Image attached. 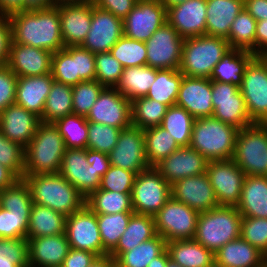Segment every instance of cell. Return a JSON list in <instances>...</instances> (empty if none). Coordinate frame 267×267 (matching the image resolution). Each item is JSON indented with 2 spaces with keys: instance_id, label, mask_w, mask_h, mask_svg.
Wrapping results in <instances>:
<instances>
[{
  "instance_id": "cell-52",
  "label": "cell",
  "mask_w": 267,
  "mask_h": 267,
  "mask_svg": "<svg viewBox=\"0 0 267 267\" xmlns=\"http://www.w3.org/2000/svg\"><path fill=\"white\" fill-rule=\"evenodd\" d=\"M30 211H8L0 207V238H26Z\"/></svg>"
},
{
  "instance_id": "cell-55",
  "label": "cell",
  "mask_w": 267,
  "mask_h": 267,
  "mask_svg": "<svg viewBox=\"0 0 267 267\" xmlns=\"http://www.w3.org/2000/svg\"><path fill=\"white\" fill-rule=\"evenodd\" d=\"M51 73L56 82L74 86L79 83L75 59L63 48L52 55Z\"/></svg>"
},
{
  "instance_id": "cell-27",
  "label": "cell",
  "mask_w": 267,
  "mask_h": 267,
  "mask_svg": "<svg viewBox=\"0 0 267 267\" xmlns=\"http://www.w3.org/2000/svg\"><path fill=\"white\" fill-rule=\"evenodd\" d=\"M69 250L65 233L28 239L29 267H61Z\"/></svg>"
},
{
  "instance_id": "cell-54",
  "label": "cell",
  "mask_w": 267,
  "mask_h": 267,
  "mask_svg": "<svg viewBox=\"0 0 267 267\" xmlns=\"http://www.w3.org/2000/svg\"><path fill=\"white\" fill-rule=\"evenodd\" d=\"M240 237L267 256V218L242 217Z\"/></svg>"
},
{
  "instance_id": "cell-31",
  "label": "cell",
  "mask_w": 267,
  "mask_h": 267,
  "mask_svg": "<svg viewBox=\"0 0 267 267\" xmlns=\"http://www.w3.org/2000/svg\"><path fill=\"white\" fill-rule=\"evenodd\" d=\"M236 207L242 217L267 218V176L246 175Z\"/></svg>"
},
{
  "instance_id": "cell-74",
  "label": "cell",
  "mask_w": 267,
  "mask_h": 267,
  "mask_svg": "<svg viewBox=\"0 0 267 267\" xmlns=\"http://www.w3.org/2000/svg\"><path fill=\"white\" fill-rule=\"evenodd\" d=\"M211 267H222V266H220V265L214 263Z\"/></svg>"
},
{
  "instance_id": "cell-6",
  "label": "cell",
  "mask_w": 267,
  "mask_h": 267,
  "mask_svg": "<svg viewBox=\"0 0 267 267\" xmlns=\"http://www.w3.org/2000/svg\"><path fill=\"white\" fill-rule=\"evenodd\" d=\"M242 215L237 207L217 206L200 212L194 240L213 253L240 237Z\"/></svg>"
},
{
  "instance_id": "cell-49",
  "label": "cell",
  "mask_w": 267,
  "mask_h": 267,
  "mask_svg": "<svg viewBox=\"0 0 267 267\" xmlns=\"http://www.w3.org/2000/svg\"><path fill=\"white\" fill-rule=\"evenodd\" d=\"M104 88L96 80L82 81L72 86L73 114L86 117Z\"/></svg>"
},
{
  "instance_id": "cell-34",
  "label": "cell",
  "mask_w": 267,
  "mask_h": 267,
  "mask_svg": "<svg viewBox=\"0 0 267 267\" xmlns=\"http://www.w3.org/2000/svg\"><path fill=\"white\" fill-rule=\"evenodd\" d=\"M157 69L147 65L124 68L115 89L130 102L145 97L156 79Z\"/></svg>"
},
{
  "instance_id": "cell-47",
  "label": "cell",
  "mask_w": 267,
  "mask_h": 267,
  "mask_svg": "<svg viewBox=\"0 0 267 267\" xmlns=\"http://www.w3.org/2000/svg\"><path fill=\"white\" fill-rule=\"evenodd\" d=\"M110 53L124 68L146 65L147 49L143 41L123 35L110 49Z\"/></svg>"
},
{
  "instance_id": "cell-26",
  "label": "cell",
  "mask_w": 267,
  "mask_h": 267,
  "mask_svg": "<svg viewBox=\"0 0 267 267\" xmlns=\"http://www.w3.org/2000/svg\"><path fill=\"white\" fill-rule=\"evenodd\" d=\"M40 123L38 116L16 103L0 113V131L12 142L24 148L35 135Z\"/></svg>"
},
{
  "instance_id": "cell-39",
  "label": "cell",
  "mask_w": 267,
  "mask_h": 267,
  "mask_svg": "<svg viewBox=\"0 0 267 267\" xmlns=\"http://www.w3.org/2000/svg\"><path fill=\"white\" fill-rule=\"evenodd\" d=\"M72 113V86L54 81L46 99L41 122L55 123Z\"/></svg>"
},
{
  "instance_id": "cell-70",
  "label": "cell",
  "mask_w": 267,
  "mask_h": 267,
  "mask_svg": "<svg viewBox=\"0 0 267 267\" xmlns=\"http://www.w3.org/2000/svg\"><path fill=\"white\" fill-rule=\"evenodd\" d=\"M169 254L165 250L161 255L152 259L147 267H167Z\"/></svg>"
},
{
  "instance_id": "cell-61",
  "label": "cell",
  "mask_w": 267,
  "mask_h": 267,
  "mask_svg": "<svg viewBox=\"0 0 267 267\" xmlns=\"http://www.w3.org/2000/svg\"><path fill=\"white\" fill-rule=\"evenodd\" d=\"M12 27L8 16H0V66L8 65Z\"/></svg>"
},
{
  "instance_id": "cell-8",
  "label": "cell",
  "mask_w": 267,
  "mask_h": 267,
  "mask_svg": "<svg viewBox=\"0 0 267 267\" xmlns=\"http://www.w3.org/2000/svg\"><path fill=\"white\" fill-rule=\"evenodd\" d=\"M170 197L171 185L154 166L136 175L131 192L134 213L154 216Z\"/></svg>"
},
{
  "instance_id": "cell-50",
  "label": "cell",
  "mask_w": 267,
  "mask_h": 267,
  "mask_svg": "<svg viewBox=\"0 0 267 267\" xmlns=\"http://www.w3.org/2000/svg\"><path fill=\"white\" fill-rule=\"evenodd\" d=\"M121 129L101 123L88 122V140L86 149L110 153L116 146Z\"/></svg>"
},
{
  "instance_id": "cell-13",
  "label": "cell",
  "mask_w": 267,
  "mask_h": 267,
  "mask_svg": "<svg viewBox=\"0 0 267 267\" xmlns=\"http://www.w3.org/2000/svg\"><path fill=\"white\" fill-rule=\"evenodd\" d=\"M184 39L166 22L145 42L146 65L154 69L179 70Z\"/></svg>"
},
{
  "instance_id": "cell-71",
  "label": "cell",
  "mask_w": 267,
  "mask_h": 267,
  "mask_svg": "<svg viewBox=\"0 0 267 267\" xmlns=\"http://www.w3.org/2000/svg\"><path fill=\"white\" fill-rule=\"evenodd\" d=\"M187 0H160L166 9L177 6L186 2Z\"/></svg>"
},
{
  "instance_id": "cell-66",
  "label": "cell",
  "mask_w": 267,
  "mask_h": 267,
  "mask_svg": "<svg viewBox=\"0 0 267 267\" xmlns=\"http://www.w3.org/2000/svg\"><path fill=\"white\" fill-rule=\"evenodd\" d=\"M24 11V0H0V16H10Z\"/></svg>"
},
{
  "instance_id": "cell-42",
  "label": "cell",
  "mask_w": 267,
  "mask_h": 267,
  "mask_svg": "<svg viewBox=\"0 0 267 267\" xmlns=\"http://www.w3.org/2000/svg\"><path fill=\"white\" fill-rule=\"evenodd\" d=\"M144 131L145 154L150 166H155L179 148L175 139L161 126Z\"/></svg>"
},
{
  "instance_id": "cell-65",
  "label": "cell",
  "mask_w": 267,
  "mask_h": 267,
  "mask_svg": "<svg viewBox=\"0 0 267 267\" xmlns=\"http://www.w3.org/2000/svg\"><path fill=\"white\" fill-rule=\"evenodd\" d=\"M244 8L256 21L267 19V0H244Z\"/></svg>"
},
{
  "instance_id": "cell-7",
  "label": "cell",
  "mask_w": 267,
  "mask_h": 267,
  "mask_svg": "<svg viewBox=\"0 0 267 267\" xmlns=\"http://www.w3.org/2000/svg\"><path fill=\"white\" fill-rule=\"evenodd\" d=\"M232 160L251 176H267V124L239 129Z\"/></svg>"
},
{
  "instance_id": "cell-48",
  "label": "cell",
  "mask_w": 267,
  "mask_h": 267,
  "mask_svg": "<svg viewBox=\"0 0 267 267\" xmlns=\"http://www.w3.org/2000/svg\"><path fill=\"white\" fill-rule=\"evenodd\" d=\"M0 267H29L27 238H0Z\"/></svg>"
},
{
  "instance_id": "cell-72",
  "label": "cell",
  "mask_w": 267,
  "mask_h": 267,
  "mask_svg": "<svg viewBox=\"0 0 267 267\" xmlns=\"http://www.w3.org/2000/svg\"><path fill=\"white\" fill-rule=\"evenodd\" d=\"M83 0H52L53 5L57 6L64 3H73V2H79Z\"/></svg>"
},
{
  "instance_id": "cell-68",
  "label": "cell",
  "mask_w": 267,
  "mask_h": 267,
  "mask_svg": "<svg viewBox=\"0 0 267 267\" xmlns=\"http://www.w3.org/2000/svg\"><path fill=\"white\" fill-rule=\"evenodd\" d=\"M52 6V0H24V11L47 9Z\"/></svg>"
},
{
  "instance_id": "cell-41",
  "label": "cell",
  "mask_w": 267,
  "mask_h": 267,
  "mask_svg": "<svg viewBox=\"0 0 267 267\" xmlns=\"http://www.w3.org/2000/svg\"><path fill=\"white\" fill-rule=\"evenodd\" d=\"M194 121L187 110L173 105L168 107L160 126L170 133L179 147H187L191 142Z\"/></svg>"
},
{
  "instance_id": "cell-45",
  "label": "cell",
  "mask_w": 267,
  "mask_h": 267,
  "mask_svg": "<svg viewBox=\"0 0 267 267\" xmlns=\"http://www.w3.org/2000/svg\"><path fill=\"white\" fill-rule=\"evenodd\" d=\"M54 125L63 137L66 149H86L88 121L85 116L72 113L57 120Z\"/></svg>"
},
{
  "instance_id": "cell-73",
  "label": "cell",
  "mask_w": 267,
  "mask_h": 267,
  "mask_svg": "<svg viewBox=\"0 0 267 267\" xmlns=\"http://www.w3.org/2000/svg\"><path fill=\"white\" fill-rule=\"evenodd\" d=\"M167 267H181L178 263L174 262L170 258L168 259Z\"/></svg>"
},
{
  "instance_id": "cell-1",
  "label": "cell",
  "mask_w": 267,
  "mask_h": 267,
  "mask_svg": "<svg viewBox=\"0 0 267 267\" xmlns=\"http://www.w3.org/2000/svg\"><path fill=\"white\" fill-rule=\"evenodd\" d=\"M12 27V41L55 53L63 49L59 9L23 11L9 16Z\"/></svg>"
},
{
  "instance_id": "cell-63",
  "label": "cell",
  "mask_w": 267,
  "mask_h": 267,
  "mask_svg": "<svg viewBox=\"0 0 267 267\" xmlns=\"http://www.w3.org/2000/svg\"><path fill=\"white\" fill-rule=\"evenodd\" d=\"M87 162L102 177L110 167L109 156L106 153L87 149Z\"/></svg>"
},
{
  "instance_id": "cell-46",
  "label": "cell",
  "mask_w": 267,
  "mask_h": 267,
  "mask_svg": "<svg viewBox=\"0 0 267 267\" xmlns=\"http://www.w3.org/2000/svg\"><path fill=\"white\" fill-rule=\"evenodd\" d=\"M134 212L97 214V223L103 248L110 253L118 244Z\"/></svg>"
},
{
  "instance_id": "cell-33",
  "label": "cell",
  "mask_w": 267,
  "mask_h": 267,
  "mask_svg": "<svg viewBox=\"0 0 267 267\" xmlns=\"http://www.w3.org/2000/svg\"><path fill=\"white\" fill-rule=\"evenodd\" d=\"M156 235L157 232L153 216L133 213L117 246L109 255L116 259L122 252L130 251L135 246Z\"/></svg>"
},
{
  "instance_id": "cell-53",
  "label": "cell",
  "mask_w": 267,
  "mask_h": 267,
  "mask_svg": "<svg viewBox=\"0 0 267 267\" xmlns=\"http://www.w3.org/2000/svg\"><path fill=\"white\" fill-rule=\"evenodd\" d=\"M95 80L104 87L115 88L124 67L110 52L95 54Z\"/></svg>"
},
{
  "instance_id": "cell-5",
  "label": "cell",
  "mask_w": 267,
  "mask_h": 267,
  "mask_svg": "<svg viewBox=\"0 0 267 267\" xmlns=\"http://www.w3.org/2000/svg\"><path fill=\"white\" fill-rule=\"evenodd\" d=\"M231 50L228 40L223 37L186 38L182 44L179 71L186 76L210 78L213 68Z\"/></svg>"
},
{
  "instance_id": "cell-51",
  "label": "cell",
  "mask_w": 267,
  "mask_h": 267,
  "mask_svg": "<svg viewBox=\"0 0 267 267\" xmlns=\"http://www.w3.org/2000/svg\"><path fill=\"white\" fill-rule=\"evenodd\" d=\"M33 201L30 189L23 179L13 186L0 190V207L8 211H31Z\"/></svg>"
},
{
  "instance_id": "cell-43",
  "label": "cell",
  "mask_w": 267,
  "mask_h": 267,
  "mask_svg": "<svg viewBox=\"0 0 267 267\" xmlns=\"http://www.w3.org/2000/svg\"><path fill=\"white\" fill-rule=\"evenodd\" d=\"M168 106L148 97H141L131 102L132 126L142 130L160 126Z\"/></svg>"
},
{
  "instance_id": "cell-40",
  "label": "cell",
  "mask_w": 267,
  "mask_h": 267,
  "mask_svg": "<svg viewBox=\"0 0 267 267\" xmlns=\"http://www.w3.org/2000/svg\"><path fill=\"white\" fill-rule=\"evenodd\" d=\"M184 74L174 69H157L156 79L145 97L159 101L168 107L176 105L179 87Z\"/></svg>"
},
{
  "instance_id": "cell-69",
  "label": "cell",
  "mask_w": 267,
  "mask_h": 267,
  "mask_svg": "<svg viewBox=\"0 0 267 267\" xmlns=\"http://www.w3.org/2000/svg\"><path fill=\"white\" fill-rule=\"evenodd\" d=\"M88 267H116V262L109 254L97 257Z\"/></svg>"
},
{
  "instance_id": "cell-58",
  "label": "cell",
  "mask_w": 267,
  "mask_h": 267,
  "mask_svg": "<svg viewBox=\"0 0 267 267\" xmlns=\"http://www.w3.org/2000/svg\"><path fill=\"white\" fill-rule=\"evenodd\" d=\"M64 49L75 59L76 75H79V83L95 80V54L81 46H66Z\"/></svg>"
},
{
  "instance_id": "cell-24",
  "label": "cell",
  "mask_w": 267,
  "mask_h": 267,
  "mask_svg": "<svg viewBox=\"0 0 267 267\" xmlns=\"http://www.w3.org/2000/svg\"><path fill=\"white\" fill-rule=\"evenodd\" d=\"M52 55L51 51L12 41L7 66L17 77L49 74L51 73Z\"/></svg>"
},
{
  "instance_id": "cell-20",
  "label": "cell",
  "mask_w": 267,
  "mask_h": 267,
  "mask_svg": "<svg viewBox=\"0 0 267 267\" xmlns=\"http://www.w3.org/2000/svg\"><path fill=\"white\" fill-rule=\"evenodd\" d=\"M171 197L199 213L219 206L215 191L206 173L188 176L173 183Z\"/></svg>"
},
{
  "instance_id": "cell-64",
  "label": "cell",
  "mask_w": 267,
  "mask_h": 267,
  "mask_svg": "<svg viewBox=\"0 0 267 267\" xmlns=\"http://www.w3.org/2000/svg\"><path fill=\"white\" fill-rule=\"evenodd\" d=\"M267 55V19L257 21L255 32V56Z\"/></svg>"
},
{
  "instance_id": "cell-60",
  "label": "cell",
  "mask_w": 267,
  "mask_h": 267,
  "mask_svg": "<svg viewBox=\"0 0 267 267\" xmlns=\"http://www.w3.org/2000/svg\"><path fill=\"white\" fill-rule=\"evenodd\" d=\"M93 5L102 10L111 12L116 17L124 19L135 7L138 0H91Z\"/></svg>"
},
{
  "instance_id": "cell-29",
  "label": "cell",
  "mask_w": 267,
  "mask_h": 267,
  "mask_svg": "<svg viewBox=\"0 0 267 267\" xmlns=\"http://www.w3.org/2000/svg\"><path fill=\"white\" fill-rule=\"evenodd\" d=\"M215 263L222 267H265L267 256L241 237L214 253Z\"/></svg>"
},
{
  "instance_id": "cell-18",
  "label": "cell",
  "mask_w": 267,
  "mask_h": 267,
  "mask_svg": "<svg viewBox=\"0 0 267 267\" xmlns=\"http://www.w3.org/2000/svg\"><path fill=\"white\" fill-rule=\"evenodd\" d=\"M123 35L122 19L111 12L97 8L92 3L90 30L81 47L93 54L110 52V49Z\"/></svg>"
},
{
  "instance_id": "cell-38",
  "label": "cell",
  "mask_w": 267,
  "mask_h": 267,
  "mask_svg": "<svg viewBox=\"0 0 267 267\" xmlns=\"http://www.w3.org/2000/svg\"><path fill=\"white\" fill-rule=\"evenodd\" d=\"M85 204L95 214L134 212L131 193L112 192L109 190L98 189L86 198Z\"/></svg>"
},
{
  "instance_id": "cell-56",
  "label": "cell",
  "mask_w": 267,
  "mask_h": 267,
  "mask_svg": "<svg viewBox=\"0 0 267 267\" xmlns=\"http://www.w3.org/2000/svg\"><path fill=\"white\" fill-rule=\"evenodd\" d=\"M25 148L12 142L0 131V164L9 168L19 179L24 174Z\"/></svg>"
},
{
  "instance_id": "cell-57",
  "label": "cell",
  "mask_w": 267,
  "mask_h": 267,
  "mask_svg": "<svg viewBox=\"0 0 267 267\" xmlns=\"http://www.w3.org/2000/svg\"><path fill=\"white\" fill-rule=\"evenodd\" d=\"M136 175L135 172L110 165L108 171L101 177L99 189L131 193Z\"/></svg>"
},
{
  "instance_id": "cell-17",
  "label": "cell",
  "mask_w": 267,
  "mask_h": 267,
  "mask_svg": "<svg viewBox=\"0 0 267 267\" xmlns=\"http://www.w3.org/2000/svg\"><path fill=\"white\" fill-rule=\"evenodd\" d=\"M86 120L126 129L132 125L131 102L115 88L105 87L91 107Z\"/></svg>"
},
{
  "instance_id": "cell-15",
  "label": "cell",
  "mask_w": 267,
  "mask_h": 267,
  "mask_svg": "<svg viewBox=\"0 0 267 267\" xmlns=\"http://www.w3.org/2000/svg\"><path fill=\"white\" fill-rule=\"evenodd\" d=\"M206 174L219 206L236 207L241 198L245 173L230 160L208 161Z\"/></svg>"
},
{
  "instance_id": "cell-12",
  "label": "cell",
  "mask_w": 267,
  "mask_h": 267,
  "mask_svg": "<svg viewBox=\"0 0 267 267\" xmlns=\"http://www.w3.org/2000/svg\"><path fill=\"white\" fill-rule=\"evenodd\" d=\"M213 118L243 129L254 123L238 86L212 80Z\"/></svg>"
},
{
  "instance_id": "cell-16",
  "label": "cell",
  "mask_w": 267,
  "mask_h": 267,
  "mask_svg": "<svg viewBox=\"0 0 267 267\" xmlns=\"http://www.w3.org/2000/svg\"><path fill=\"white\" fill-rule=\"evenodd\" d=\"M108 156L110 165L136 174L151 167L145 154L144 131L132 125L121 130L116 146Z\"/></svg>"
},
{
  "instance_id": "cell-22",
  "label": "cell",
  "mask_w": 267,
  "mask_h": 267,
  "mask_svg": "<svg viewBox=\"0 0 267 267\" xmlns=\"http://www.w3.org/2000/svg\"><path fill=\"white\" fill-rule=\"evenodd\" d=\"M208 160L190 146L179 147L154 167L172 185L188 176L206 173Z\"/></svg>"
},
{
  "instance_id": "cell-21",
  "label": "cell",
  "mask_w": 267,
  "mask_h": 267,
  "mask_svg": "<svg viewBox=\"0 0 267 267\" xmlns=\"http://www.w3.org/2000/svg\"><path fill=\"white\" fill-rule=\"evenodd\" d=\"M58 9L64 46H81L90 30L92 1L64 3Z\"/></svg>"
},
{
  "instance_id": "cell-67",
  "label": "cell",
  "mask_w": 267,
  "mask_h": 267,
  "mask_svg": "<svg viewBox=\"0 0 267 267\" xmlns=\"http://www.w3.org/2000/svg\"><path fill=\"white\" fill-rule=\"evenodd\" d=\"M19 178L7 167L0 164V190L13 186Z\"/></svg>"
},
{
  "instance_id": "cell-30",
  "label": "cell",
  "mask_w": 267,
  "mask_h": 267,
  "mask_svg": "<svg viewBox=\"0 0 267 267\" xmlns=\"http://www.w3.org/2000/svg\"><path fill=\"white\" fill-rule=\"evenodd\" d=\"M205 35L228 38L232 22L244 9V0H206Z\"/></svg>"
},
{
  "instance_id": "cell-4",
  "label": "cell",
  "mask_w": 267,
  "mask_h": 267,
  "mask_svg": "<svg viewBox=\"0 0 267 267\" xmlns=\"http://www.w3.org/2000/svg\"><path fill=\"white\" fill-rule=\"evenodd\" d=\"M239 129L213 117L196 118L190 147L208 161L230 160L235 152Z\"/></svg>"
},
{
  "instance_id": "cell-2",
  "label": "cell",
  "mask_w": 267,
  "mask_h": 267,
  "mask_svg": "<svg viewBox=\"0 0 267 267\" xmlns=\"http://www.w3.org/2000/svg\"><path fill=\"white\" fill-rule=\"evenodd\" d=\"M65 143L54 123L41 122L29 144L25 147L24 174H58Z\"/></svg>"
},
{
  "instance_id": "cell-32",
  "label": "cell",
  "mask_w": 267,
  "mask_h": 267,
  "mask_svg": "<svg viewBox=\"0 0 267 267\" xmlns=\"http://www.w3.org/2000/svg\"><path fill=\"white\" fill-rule=\"evenodd\" d=\"M166 250L181 267H211L215 263L214 253L194 239L169 241Z\"/></svg>"
},
{
  "instance_id": "cell-19",
  "label": "cell",
  "mask_w": 267,
  "mask_h": 267,
  "mask_svg": "<svg viewBox=\"0 0 267 267\" xmlns=\"http://www.w3.org/2000/svg\"><path fill=\"white\" fill-rule=\"evenodd\" d=\"M59 174L85 198L101 185V177L87 162V149H66Z\"/></svg>"
},
{
  "instance_id": "cell-35",
  "label": "cell",
  "mask_w": 267,
  "mask_h": 267,
  "mask_svg": "<svg viewBox=\"0 0 267 267\" xmlns=\"http://www.w3.org/2000/svg\"><path fill=\"white\" fill-rule=\"evenodd\" d=\"M66 216L38 204H32L27 239L65 233Z\"/></svg>"
},
{
  "instance_id": "cell-44",
  "label": "cell",
  "mask_w": 267,
  "mask_h": 267,
  "mask_svg": "<svg viewBox=\"0 0 267 267\" xmlns=\"http://www.w3.org/2000/svg\"><path fill=\"white\" fill-rule=\"evenodd\" d=\"M257 21L244 8L232 22L227 38L231 49L245 50L255 55Z\"/></svg>"
},
{
  "instance_id": "cell-37",
  "label": "cell",
  "mask_w": 267,
  "mask_h": 267,
  "mask_svg": "<svg viewBox=\"0 0 267 267\" xmlns=\"http://www.w3.org/2000/svg\"><path fill=\"white\" fill-rule=\"evenodd\" d=\"M167 241L159 234L140 243L130 251L122 252L116 259V267H147L149 262L166 250Z\"/></svg>"
},
{
  "instance_id": "cell-11",
  "label": "cell",
  "mask_w": 267,
  "mask_h": 267,
  "mask_svg": "<svg viewBox=\"0 0 267 267\" xmlns=\"http://www.w3.org/2000/svg\"><path fill=\"white\" fill-rule=\"evenodd\" d=\"M65 235L70 248L90 251L98 257L109 254L103 248L97 214L86 204L80 210L66 217Z\"/></svg>"
},
{
  "instance_id": "cell-59",
  "label": "cell",
  "mask_w": 267,
  "mask_h": 267,
  "mask_svg": "<svg viewBox=\"0 0 267 267\" xmlns=\"http://www.w3.org/2000/svg\"><path fill=\"white\" fill-rule=\"evenodd\" d=\"M18 77L6 66H0V113L15 103Z\"/></svg>"
},
{
  "instance_id": "cell-3",
  "label": "cell",
  "mask_w": 267,
  "mask_h": 267,
  "mask_svg": "<svg viewBox=\"0 0 267 267\" xmlns=\"http://www.w3.org/2000/svg\"><path fill=\"white\" fill-rule=\"evenodd\" d=\"M34 204L47 206L68 217L85 205L86 198L61 174H37L22 178Z\"/></svg>"
},
{
  "instance_id": "cell-23",
  "label": "cell",
  "mask_w": 267,
  "mask_h": 267,
  "mask_svg": "<svg viewBox=\"0 0 267 267\" xmlns=\"http://www.w3.org/2000/svg\"><path fill=\"white\" fill-rule=\"evenodd\" d=\"M176 105L183 107L195 119L212 117V80L210 78L183 76Z\"/></svg>"
},
{
  "instance_id": "cell-62",
  "label": "cell",
  "mask_w": 267,
  "mask_h": 267,
  "mask_svg": "<svg viewBox=\"0 0 267 267\" xmlns=\"http://www.w3.org/2000/svg\"><path fill=\"white\" fill-rule=\"evenodd\" d=\"M98 256L90 251L70 248L61 267H88Z\"/></svg>"
},
{
  "instance_id": "cell-36",
  "label": "cell",
  "mask_w": 267,
  "mask_h": 267,
  "mask_svg": "<svg viewBox=\"0 0 267 267\" xmlns=\"http://www.w3.org/2000/svg\"><path fill=\"white\" fill-rule=\"evenodd\" d=\"M254 57L249 51L232 49L213 68L210 79L240 87L246 67Z\"/></svg>"
},
{
  "instance_id": "cell-14",
  "label": "cell",
  "mask_w": 267,
  "mask_h": 267,
  "mask_svg": "<svg viewBox=\"0 0 267 267\" xmlns=\"http://www.w3.org/2000/svg\"><path fill=\"white\" fill-rule=\"evenodd\" d=\"M122 21L124 36L146 42L167 22V9L160 0H138Z\"/></svg>"
},
{
  "instance_id": "cell-25",
  "label": "cell",
  "mask_w": 267,
  "mask_h": 267,
  "mask_svg": "<svg viewBox=\"0 0 267 267\" xmlns=\"http://www.w3.org/2000/svg\"><path fill=\"white\" fill-rule=\"evenodd\" d=\"M206 0H187L167 9V22L183 38L206 33Z\"/></svg>"
},
{
  "instance_id": "cell-28",
  "label": "cell",
  "mask_w": 267,
  "mask_h": 267,
  "mask_svg": "<svg viewBox=\"0 0 267 267\" xmlns=\"http://www.w3.org/2000/svg\"><path fill=\"white\" fill-rule=\"evenodd\" d=\"M54 81L52 73L18 77L15 103L41 118Z\"/></svg>"
},
{
  "instance_id": "cell-10",
  "label": "cell",
  "mask_w": 267,
  "mask_h": 267,
  "mask_svg": "<svg viewBox=\"0 0 267 267\" xmlns=\"http://www.w3.org/2000/svg\"><path fill=\"white\" fill-rule=\"evenodd\" d=\"M253 123L267 124V58L255 56L239 87Z\"/></svg>"
},
{
  "instance_id": "cell-9",
  "label": "cell",
  "mask_w": 267,
  "mask_h": 267,
  "mask_svg": "<svg viewBox=\"0 0 267 267\" xmlns=\"http://www.w3.org/2000/svg\"><path fill=\"white\" fill-rule=\"evenodd\" d=\"M199 212L172 197L153 216L157 234L167 242L194 239Z\"/></svg>"
}]
</instances>
